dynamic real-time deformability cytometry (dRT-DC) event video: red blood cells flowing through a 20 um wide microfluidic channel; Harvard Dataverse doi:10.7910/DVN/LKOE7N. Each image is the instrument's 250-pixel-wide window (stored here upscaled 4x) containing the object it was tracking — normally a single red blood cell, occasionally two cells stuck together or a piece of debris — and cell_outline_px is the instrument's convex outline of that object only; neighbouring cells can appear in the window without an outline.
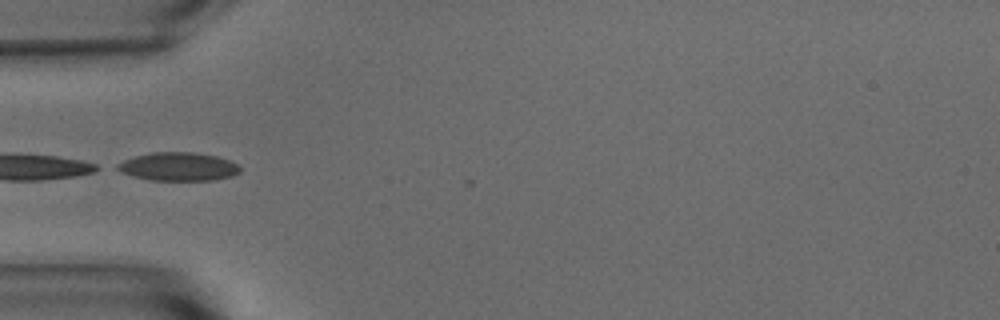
{"species": "common noctule bat (a hibernating species)", "species_latin": "Nyctalus noctula", "temperature_condition": "warm", "stored_images_in_passage": 3, "camera_frame_rate_fps": 3000, "um_per_image_px": 0.085, "animal": {"sex": "male", "body_mass_g": 15.6}, "frame": {"image": 1, "passage_image": 1, "time_ms": 0.0, "image_size_px": [1000, 320], "cell_outline_px": [[240, 172], [232, 176], [216, 180], [148, 180], [120, 172], [112, 168], [116, 164], [124, 160], [136, 156], [152, 152], [192, 152], [216, 156], [228, 160], [236, 164], [240, 168]], "centroid_in_image_um": [15.11, 14.17], "position_along_channel_um": 69.9, "area_um2": 20.35}}